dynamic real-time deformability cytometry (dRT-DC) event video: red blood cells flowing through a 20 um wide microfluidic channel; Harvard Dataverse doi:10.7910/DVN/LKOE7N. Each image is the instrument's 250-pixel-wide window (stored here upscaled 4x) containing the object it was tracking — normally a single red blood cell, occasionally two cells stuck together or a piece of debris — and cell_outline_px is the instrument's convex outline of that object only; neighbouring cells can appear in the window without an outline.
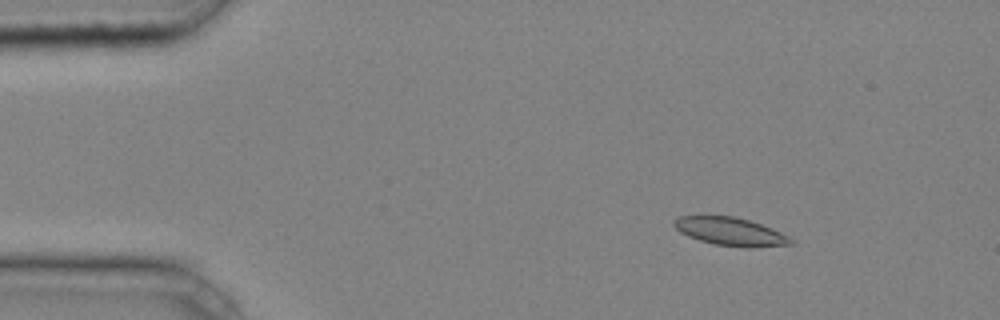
{"species": "common noctule bat (a hibernating species)", "species_latin": "Nyctalus noctula", "temperature_condition": "cold", "stored_images_in_passage": 45, "camera_frame_rate_fps": 3000, "um_per_image_px": 0.085, "animal": {"sex": "male", "body_mass_g": 20.4}, "frame": {"image": 1, "passage_image": 6, "time_ms": 1.667, "image_size_px": [1000, 320], "cell_outline_px": [[796, 244], [752, 248], [744, 248], [716, 244], [700, 240], [688, 236], [680, 232], [672, 224], [672, 220], [676, 216], [732, 216], [748, 220], [772, 228], [796, 240]], "centroid_in_image_um": [62.11, 19.69], "position_along_channel_um": 22.9, "area_um2": 19.31}}
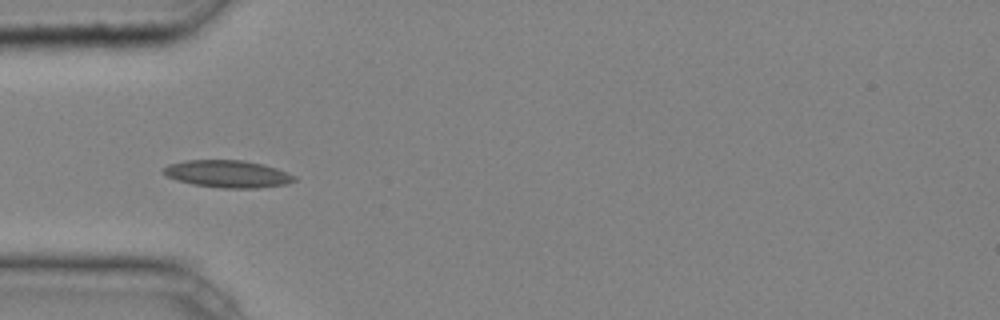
{"frame": {"image": 2, "passage_image": 14, "time_ms": 4.333, "image_size_px": [1000, 320], "cell_outline_px": [[296, 180], [288, 184], [256, 188], [224, 188], [192, 184], [176, 180], [168, 176], [164, 172], [164, 168], [168, 164], [184, 160], [244, 160], [264, 164], [276, 168], [296, 176]], "centroid_in_image_um": [19.38, 14.78], "position_along_channel_um": 65.6, "area_um2": 20.81}}
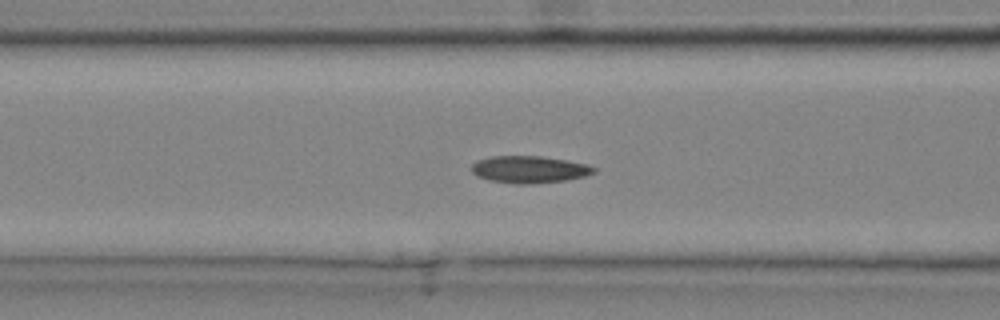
{"frame": {"image": 3, "passage_image": 18, "time_ms": 5.667, "image_size_px": [1000, 320], "cell_outline_px": [[596, 172], [584, 176], [564, 180], [532, 184], [516, 184], [488, 180], [476, 176], [472, 172], [472, 164], [476, 160], [492, 156], [540, 156], [568, 160], [588, 164], [596, 168]], "centroid_in_image_um": [44.98, 14.4], "position_along_channel_um": 121.6, "area_um2": 19.42}, "authors_computed_cell_mechanics": {"area_um2": 18.5538, "velocity_mm_per_s": 4.2373, "shape_relaxation_time_tau1_ms": null, "shape_relaxation_time_tau2_ms": 6.4496, "deformation_change_tau1": null, "deformation_change_tau2": 0.1216}}